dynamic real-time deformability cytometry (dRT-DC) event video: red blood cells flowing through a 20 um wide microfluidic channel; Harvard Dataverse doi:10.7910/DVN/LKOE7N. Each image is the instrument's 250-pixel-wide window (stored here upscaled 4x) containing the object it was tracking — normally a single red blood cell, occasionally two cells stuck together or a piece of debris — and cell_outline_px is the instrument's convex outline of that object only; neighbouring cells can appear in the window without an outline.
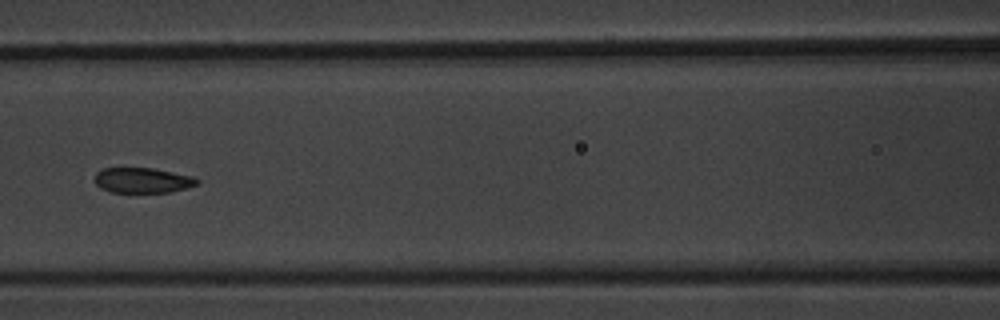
{"species": "common noctule bat (a hibernating species)", "species_latin": "Nyctalus noctula", "temperature_condition": "warm", "stored_images_in_passage": 11, "camera_frame_rate_fps": 3000, "um_per_image_px": 0.085, "animal": {"sex": "male", "body_mass_g": 20.1, "forearm_length_mm": 53.5}, "frame": {"image": 1, "passage_image": 7, "time_ms": 8.333, "image_size_px": [1000, 320], "cell_outline_px": [[200, 184], [168, 192], [112, 192], [100, 188], [96, 184], [96, 172], [104, 168], [152, 168], [196, 176], [200, 180]], "centroid_in_image_um": [12.17, 15.32], "position_along_channel_um": 154.4, "area_um2": 15.09}}
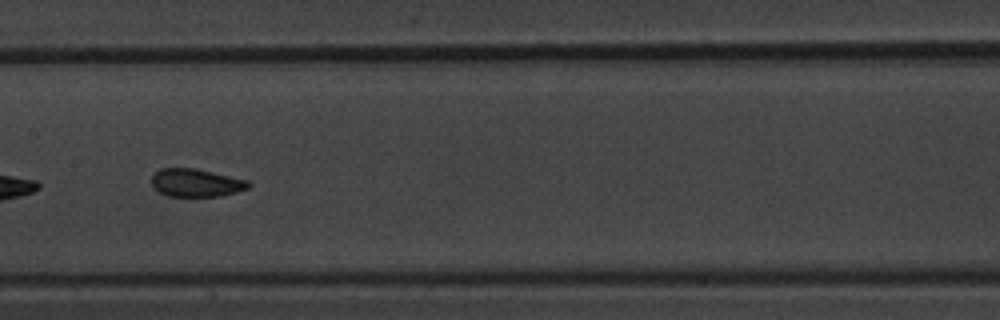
{"frame": {"image": 2, "passage_image": 8, "time_ms": 9.333, "image_size_px": [1000, 320], "cell_outline_px": [[252, 184], [248, 188], [236, 192], [220, 196], [168, 196], [152, 188], [152, 176], [160, 168], [196, 168], [248, 180]], "centroid_in_image_um": [16.66, 15.53], "position_along_channel_um": 190.7, "area_um2": 15.84}}
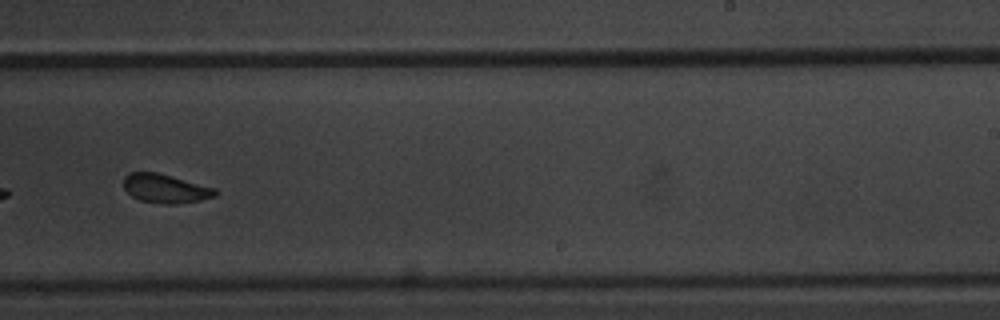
{"frame": {"image": 3, "passage_image": 10, "time_ms": 11.667, "image_size_px": [1000, 320], "cell_outline_px": [[220, 192], [216, 196], [200, 200], [176, 204], [164, 204], [140, 200], [132, 196], [124, 188], [124, 176], [128, 172], [156, 172], [172, 176], [216, 188]], "centroid_in_image_um": [14.08, 16.02], "position_along_channel_um": 274.9, "area_um2": 15.49}}